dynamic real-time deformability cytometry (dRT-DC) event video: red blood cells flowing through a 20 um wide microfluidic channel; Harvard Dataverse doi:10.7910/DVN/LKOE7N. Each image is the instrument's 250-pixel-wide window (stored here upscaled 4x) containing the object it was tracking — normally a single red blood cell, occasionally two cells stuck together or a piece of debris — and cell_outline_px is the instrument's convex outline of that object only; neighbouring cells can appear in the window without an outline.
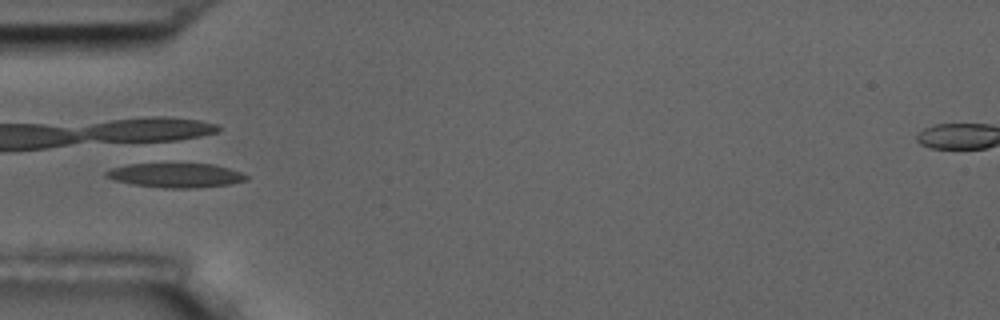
{"species": "common noctule bat (a hibernating species)", "species_latin": "Nyctalus noctula", "temperature_condition": "room temperature", "stored_images_in_passage": 5, "camera_frame_rate_fps": 3000, "um_per_image_px": 0.085, "animal": {"sex": "male", "body_mass_g": 17.5, "forearm_length_mm": 52.3}, "frame": {"image": 1, "passage_image": 5, "time_ms": 4.667, "image_size_px": [1000, 320], "cell_outline_px": [[248, 180], [232, 184], [192, 188], [164, 188], [132, 184], [112, 180], [104, 176], [104, 172], [112, 168], [128, 164], [212, 164], [228, 168], [240, 172], [248, 176]], "centroid_in_image_um": [14.92, 14.91], "position_along_channel_um": 70.1, "area_um2": 19.88}}